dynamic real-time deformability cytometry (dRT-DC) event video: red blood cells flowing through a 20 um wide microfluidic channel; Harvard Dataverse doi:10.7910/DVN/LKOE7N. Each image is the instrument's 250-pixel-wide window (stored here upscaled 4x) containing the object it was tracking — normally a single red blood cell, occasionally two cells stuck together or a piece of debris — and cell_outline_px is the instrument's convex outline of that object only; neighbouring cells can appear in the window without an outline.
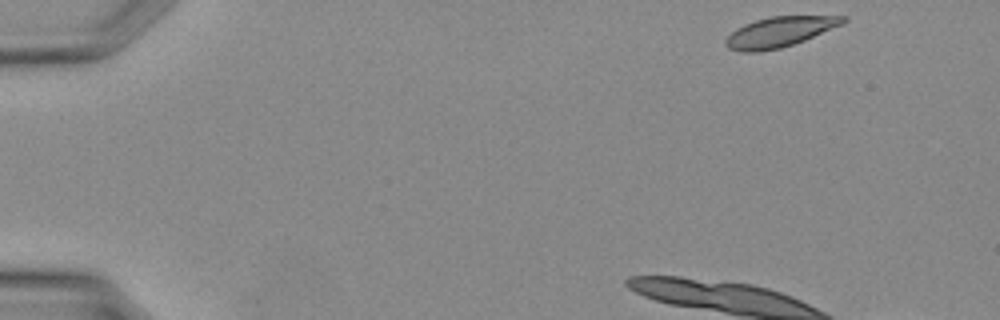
{"species": "Egyptian fruit bat (a non-hibernating species)", "species_latin": "Rousettus aegyptiacus", "temperature_condition": "warm", "stored_images_in_passage": 33, "camera_frame_rate_fps": 3000, "um_per_image_px": 0.085, "animal": {"sex": "female"}, "frame": {"image": 1, "passage_image": 1, "time_ms": 0.0, "image_size_px": [1000, 320], "cell_outline_px": [[848, 20], [840, 24], [804, 40], [780, 48], [756, 52], [740, 52], [728, 48], [724, 44], [724, 40], [736, 28], [744, 24], [756, 20], [772, 16], [848, 16]], "centroid_in_image_um": [66.2, 2.72], "position_along_channel_um": 18.8, "area_um2": 20.35}}